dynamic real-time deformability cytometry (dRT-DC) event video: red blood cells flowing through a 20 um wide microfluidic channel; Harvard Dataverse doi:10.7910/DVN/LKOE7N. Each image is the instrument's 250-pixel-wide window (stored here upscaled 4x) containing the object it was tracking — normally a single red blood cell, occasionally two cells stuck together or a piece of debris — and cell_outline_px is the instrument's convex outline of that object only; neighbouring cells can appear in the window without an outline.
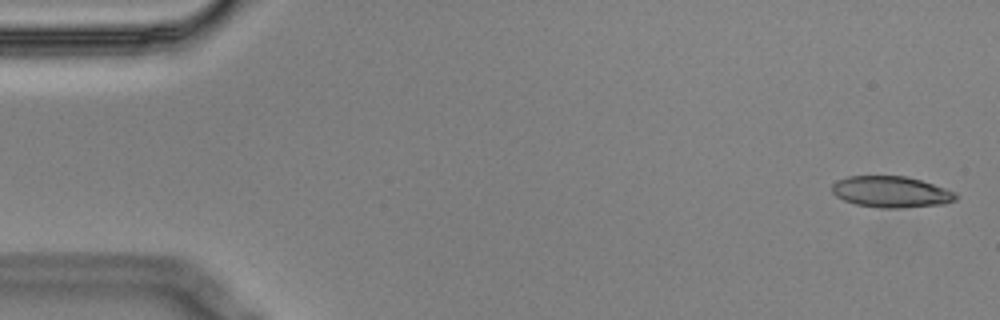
{"species": "Egyptian fruit bat (a non-hibernating species)", "species_latin": "Rousettus aegyptiacus", "temperature_condition": "cold", "stored_images_in_passage": 13, "camera_frame_rate_fps": 3000, "um_per_image_px": 0.085, "animal": {"sex": "male"}, "frame": {"image": 1, "passage_image": 2, "time_ms": 0.333, "image_size_px": [1000, 320], "cell_outline_px": [[956, 200], [944, 204], [904, 208], [880, 208], [856, 204], [844, 200], [836, 196], [832, 192], [832, 184], [836, 180], [848, 176], [904, 176], [920, 180], [956, 192]], "centroid_in_image_um": [75.73, 16.31], "position_along_channel_um": 9.3, "area_um2": 22.54}}